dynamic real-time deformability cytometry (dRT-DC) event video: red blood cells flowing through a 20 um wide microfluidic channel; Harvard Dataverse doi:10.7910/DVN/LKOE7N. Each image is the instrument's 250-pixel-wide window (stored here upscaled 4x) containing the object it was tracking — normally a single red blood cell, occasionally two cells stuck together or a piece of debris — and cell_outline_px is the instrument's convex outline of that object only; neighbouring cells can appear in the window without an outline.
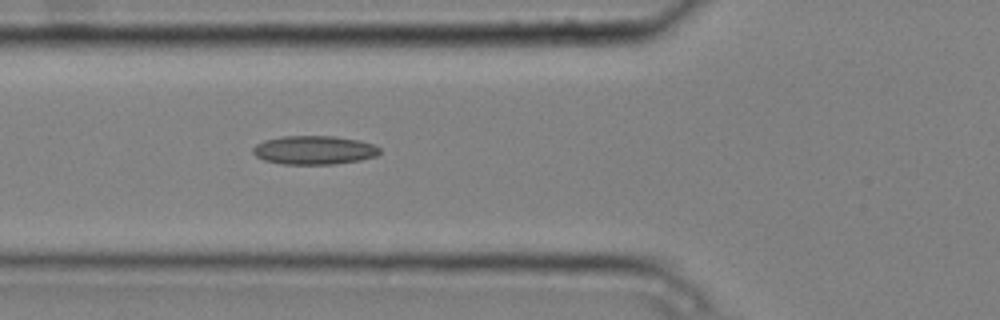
{"species": "common noctule bat (a hibernating species)", "species_latin": "Nyctalus noctula", "temperature_condition": "cold", "stored_images_in_passage": 2, "camera_frame_rate_fps": 3000, "um_per_image_px": 0.085, "animal": {"sex": "male", "body_mass_g": 20.4}, "frame": {"image": 1, "passage_image": 2, "time_ms": 0.333, "image_size_px": [1000, 320], "cell_outline_px": [[380, 152], [376, 156], [360, 160], [332, 164], [284, 164], [264, 160], [256, 156], [252, 152], [252, 148], [256, 144], [264, 140], [280, 136], [336, 136], [360, 140], [372, 144], [380, 148]], "centroid_in_image_um": [26.69, 12.75], "position_along_channel_um": 99.1, "area_um2": 21.27}}